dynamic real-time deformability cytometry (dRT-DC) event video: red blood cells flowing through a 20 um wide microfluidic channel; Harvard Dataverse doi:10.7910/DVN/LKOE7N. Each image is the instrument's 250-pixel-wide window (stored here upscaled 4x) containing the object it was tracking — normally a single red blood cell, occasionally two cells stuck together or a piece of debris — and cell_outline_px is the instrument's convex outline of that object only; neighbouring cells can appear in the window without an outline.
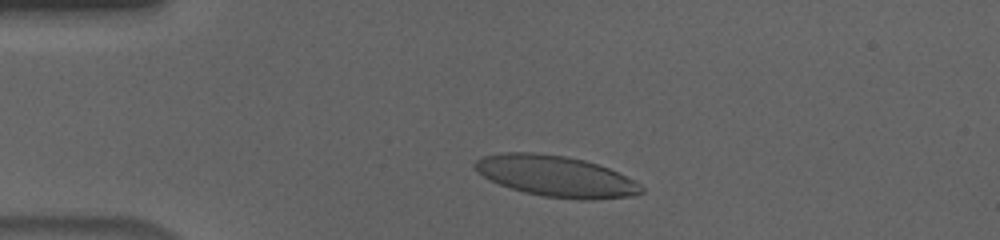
{"species": "human", "species_latin": "Homo sapiens", "temperature_condition": "cold", "stored_images_in_passage": 41, "camera_frame_rate_fps": 3000, "um_per_image_px": 0.085, "donor": {"sex": "male"}, "frame": {"image": 1, "passage_image": 6, "time_ms": 1.667, "image_size_px": [1000, 240], "cell_outline_px": [[644, 192], [632, 196], [592, 200], [580, 200], [540, 196], [524, 192], [500, 184], [476, 172], [472, 168], [472, 164], [476, 160], [484, 156], [504, 152], [536, 152], [564, 156], [584, 160], [608, 168], [640, 184], [644, 188]], "centroid_in_image_um": [47.22, 14.98], "position_along_channel_um": 37.8, "area_um2": 39.71}}
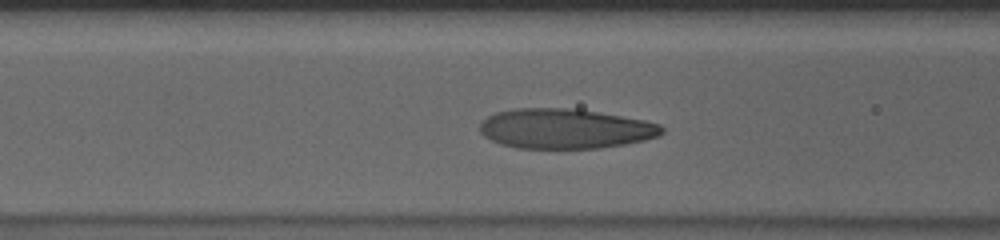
{"frame": {"image": 2, "passage_image": 16, "time_ms": 5.0, "image_size_px": [1000, 240], "cell_outline_px": [[664, 132], [660, 136], [644, 140], [624, 144], [600, 148], [516, 148], [500, 144], [484, 136], [480, 132], [480, 124], [488, 116], [496, 112], [516, 108], [568, 108], [596, 112], [644, 120], [660, 124], [664, 128]], "centroid_in_image_um": [48.04, 10.94], "position_along_channel_um": 118.6, "area_um2": 42.19}}
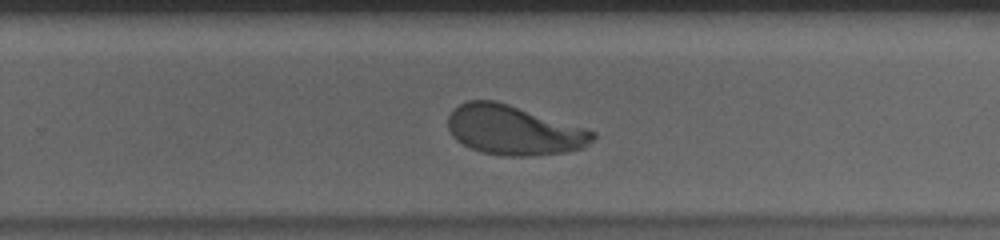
{"frame": {"image": 3, "passage_image": 30, "time_ms": 9.667, "image_size_px": [1000, 240], "cell_outline_px": [[596, 136], [584, 148], [564, 152], [532, 156], [504, 156], [480, 152], [456, 140], [452, 136], [448, 128], [448, 116], [452, 108], [468, 100], [496, 100], [584, 128], [596, 132]], "centroid_in_image_um": [43.63, 11.07], "position_along_channel_um": 286.2, "area_um2": 41.73}, "authors_computed_cell_mechanics": {"area_um2": 41.7894, "velocity_mm_per_s": 3.6055, "shape_relaxation_time_tau1_ms": 3.174, "shape_relaxation_time_tau2_ms": 0.8785, "deformation_change_tau1": 0.1836, "deformation_change_tau2": 0.0714}}